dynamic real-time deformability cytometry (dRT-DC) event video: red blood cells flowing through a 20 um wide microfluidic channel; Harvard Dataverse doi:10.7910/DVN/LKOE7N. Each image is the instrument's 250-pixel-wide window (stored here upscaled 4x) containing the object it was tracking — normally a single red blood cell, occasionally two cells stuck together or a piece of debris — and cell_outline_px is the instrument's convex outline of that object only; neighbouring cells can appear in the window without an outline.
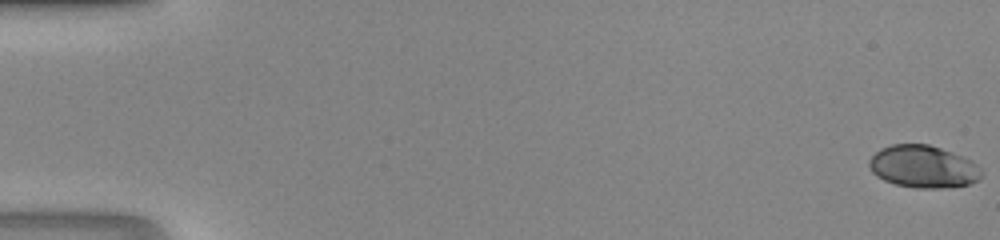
{"species": "human", "species_latin": "Homo sapiens", "temperature_condition": "room temperature", "stored_images_in_passage": 49, "camera_frame_rate_fps": 3000, "um_per_image_px": 0.085, "donor": {"sex": "male"}, "frame": {"image": 1, "passage_image": 1, "time_ms": 0.0, "image_size_px": [1000, 240], "cell_outline_px": [[984, 172], [980, 180], [968, 184], [944, 188], [916, 188], [896, 184], [884, 180], [876, 176], [872, 172], [868, 164], [868, 160], [880, 148], [892, 144], [928, 144], [952, 152], [972, 160]], "centroid_in_image_um": [78.48, 14.17], "position_along_channel_um": 6.5, "area_um2": 27.92}}
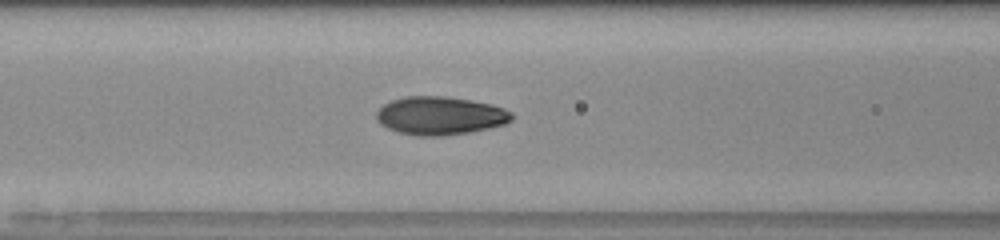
{"frame": {"image": 2, "passage_image": 22, "time_ms": 7.0, "image_size_px": [1000, 240], "cell_outline_px": [[512, 120], [504, 124], [488, 128], [468, 132], [444, 136], [416, 136], [400, 132], [388, 128], [380, 124], [376, 120], [376, 112], [384, 104], [392, 100], [404, 96], [444, 96], [492, 104], [504, 108], [512, 112]], "centroid_in_image_um": [37.39, 9.83], "position_along_channel_um": 129.2, "area_um2": 30.11}}
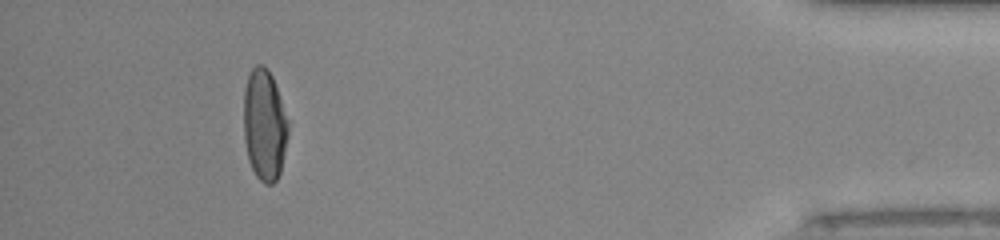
{"frame": {"image": 3, "passage_image": 45, "time_ms": 14.667, "image_size_px": [1000, 240], "cell_outline_px": [[288, 132], [280, 172], [276, 180], [272, 184], [264, 184], [256, 176], [248, 160], [244, 140], [244, 88], [248, 76], [252, 68], [256, 64], [264, 64], [268, 68], [276, 84], [288, 120]], "centroid_in_image_um": [22.47, 10.59], "position_along_channel_um": 412.7, "area_um2": 29.02}}